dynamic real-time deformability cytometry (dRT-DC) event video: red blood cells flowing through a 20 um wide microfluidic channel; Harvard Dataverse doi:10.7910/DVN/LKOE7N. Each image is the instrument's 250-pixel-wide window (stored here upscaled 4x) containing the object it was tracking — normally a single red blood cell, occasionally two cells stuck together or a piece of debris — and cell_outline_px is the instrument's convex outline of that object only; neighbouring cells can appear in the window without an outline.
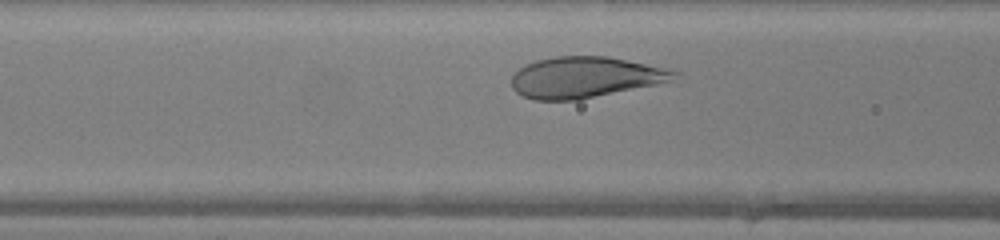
{"species": "human", "species_latin": "Homo sapiens", "temperature_condition": "warm", "stored_images_in_passage": 27, "camera_frame_rate_fps": 3000, "um_per_image_px": 0.085, "donor": {"sex": "female"}, "frame": {"image": 1, "passage_image": 8, "time_ms": 2.333, "image_size_px": [1000, 240], "cell_outline_px": [[680, 72], [668, 80], [656, 84], [576, 100], [532, 100], [516, 92], [512, 88], [512, 76], [524, 64], [536, 60], [556, 56], [608, 56]], "centroid_in_image_um": [49.62, 6.57], "position_along_channel_um": 117.0, "area_um2": 38.21}}
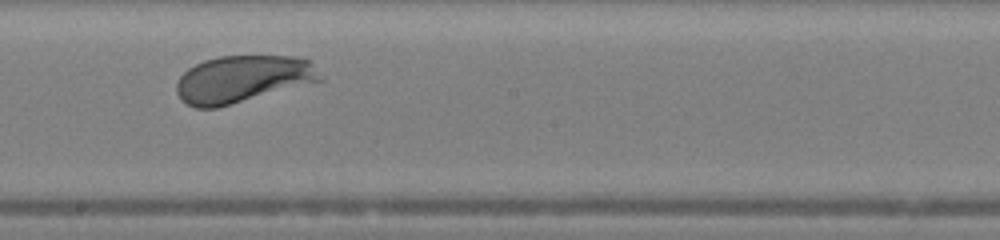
{"frame": {"image": 2, "passage_image": 16, "time_ms": 5.0, "image_size_px": [1000, 240], "cell_outline_px": [[324, 80], [216, 108], [196, 108], [188, 104], [176, 92], [176, 84], [180, 76], [188, 68], [204, 60], [220, 56], [296, 56], [308, 60], [324, 76]], "centroid_in_image_um": [20.65, 6.71], "position_along_channel_um": 227.6, "area_um2": 39.36}}
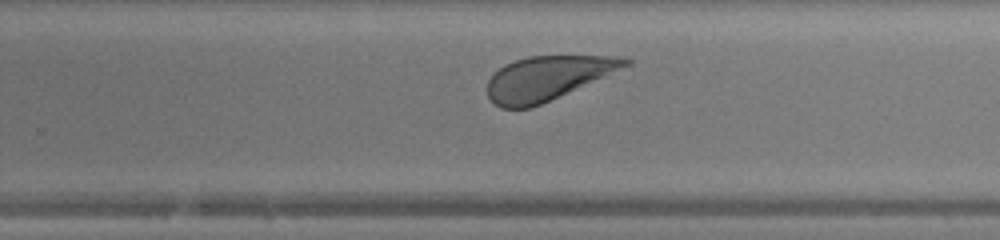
{"frame": {"image": 3, "passage_image": 20, "time_ms": 6.333, "image_size_px": [1000, 240], "cell_outline_px": [[632, 64], [532, 108], [500, 108], [488, 96], [488, 80], [504, 64], [528, 56], [620, 56], [632, 60]], "centroid_in_image_um": [46.54, 6.63], "position_along_channel_um": 283.3, "area_um2": 34.97}, "authors_computed_cell_mechanics": {"area_um2": 38.6682, "velocity_mm_per_s": 4.161, "shape_relaxation_time_tau1_ms": 1.29, "shape_relaxation_time_tau2_ms": null, "deformation_change_tau1": 0.1294, "deformation_change_tau2": null}}